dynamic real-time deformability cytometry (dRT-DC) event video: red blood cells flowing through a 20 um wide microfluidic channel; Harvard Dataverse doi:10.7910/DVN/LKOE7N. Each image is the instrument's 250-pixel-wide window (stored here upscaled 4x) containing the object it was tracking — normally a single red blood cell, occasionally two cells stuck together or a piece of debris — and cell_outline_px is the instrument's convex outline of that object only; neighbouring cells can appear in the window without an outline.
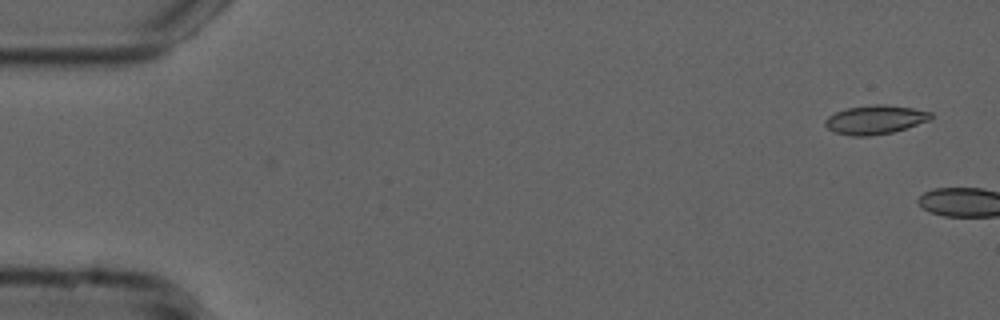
{"species": "common noctule bat (a hibernating species)", "species_latin": "Nyctalus noctula", "temperature_condition": "cold", "stored_images_in_passage": 4, "camera_frame_rate_fps": 3000, "um_per_image_px": 0.085, "animal": {"sex": "male", "forearm_length_mm": 52.5}, "frame": {"image": 1, "passage_image": 2, "time_ms": 0.333, "image_size_px": [1000, 320], "cell_outline_px": [[932, 116], [928, 120], [892, 132], [868, 136], [852, 136], [836, 132], [828, 128], [824, 124], [824, 120], [828, 116], [836, 112], [848, 108], [876, 104], [884, 104], [912, 108], [932, 112]], "centroid_in_image_um": [74.36, 10.17], "position_along_channel_um": 10.6, "area_um2": 17.46}}